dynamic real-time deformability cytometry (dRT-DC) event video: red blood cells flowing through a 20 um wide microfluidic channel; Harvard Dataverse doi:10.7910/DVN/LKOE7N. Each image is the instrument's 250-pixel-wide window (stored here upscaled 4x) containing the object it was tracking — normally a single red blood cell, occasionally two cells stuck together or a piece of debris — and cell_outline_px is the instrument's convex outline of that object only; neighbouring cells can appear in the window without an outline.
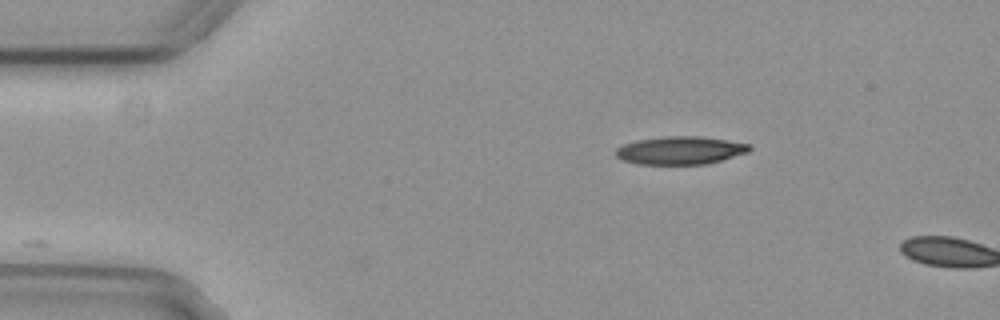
{"species": "common noctule bat (a hibernating species)", "species_latin": "Nyctalus noctula", "temperature_condition": "cold", "stored_images_in_passage": 2, "camera_frame_rate_fps": 3000, "um_per_image_px": 0.085, "animal": {"sex": "female", "body_mass_g": 29.2, "forearm_length_mm": 56.3}, "frame": {"image": 1, "passage_image": 1, "time_ms": 0.0, "image_size_px": [1000, 320], "cell_outline_px": [[752, 148], [748, 152], [708, 164], [636, 164], [620, 160], [616, 156], [616, 148], [624, 144], [636, 140], [664, 136], [700, 136], [728, 140], [752, 144]], "centroid_in_image_um": [57.82, 12.78], "position_along_channel_um": 27.2, "area_um2": 22.02}}